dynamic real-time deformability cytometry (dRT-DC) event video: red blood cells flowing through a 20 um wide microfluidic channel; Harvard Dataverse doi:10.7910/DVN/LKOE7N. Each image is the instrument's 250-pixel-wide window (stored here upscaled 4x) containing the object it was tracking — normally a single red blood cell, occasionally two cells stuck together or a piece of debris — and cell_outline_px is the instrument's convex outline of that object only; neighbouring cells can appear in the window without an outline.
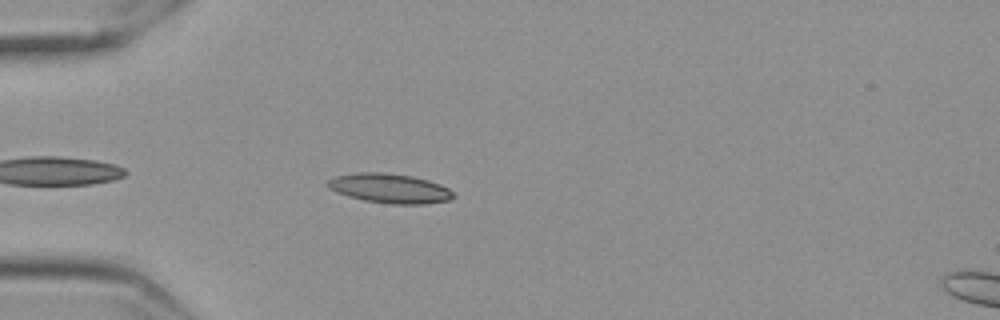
{"species": "Egyptian fruit bat (a non-hibernating species)", "species_latin": "Rousettus aegyptiacus", "temperature_condition": "cold", "stored_images_in_passage": 46, "camera_frame_rate_fps": 3000, "um_per_image_px": 0.085, "frame": {"image": 1, "passage_image": 5, "time_ms": 1.333, "image_size_px": [1000, 320], "cell_outline_px": [[456, 196], [448, 200], [424, 204], [392, 204], [364, 200], [348, 196], [328, 188], [328, 180], [336, 176], [356, 172], [384, 172], [412, 176], [428, 180], [440, 184], [448, 188]], "centroid_in_image_um": [33.14, 16.0], "position_along_channel_um": 51.9, "area_um2": 21.5}}
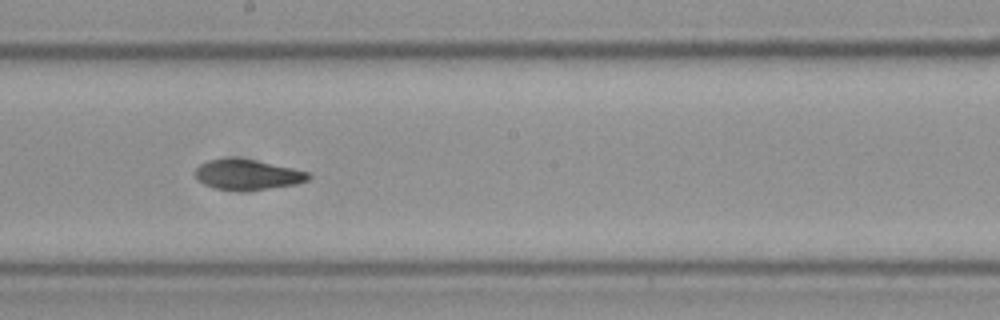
{"frame": {"image": 2, "passage_image": 21, "time_ms": 6.667, "image_size_px": [1000, 320], "cell_outline_px": [[312, 176], [308, 180], [296, 184], [268, 188], [216, 188], [204, 184], [196, 180], [192, 172], [200, 164], [208, 160], [256, 160], [292, 168], [308, 172]], "centroid_in_image_um": [21.03, 14.83], "position_along_channel_um": 227.2, "area_um2": 19.02}}
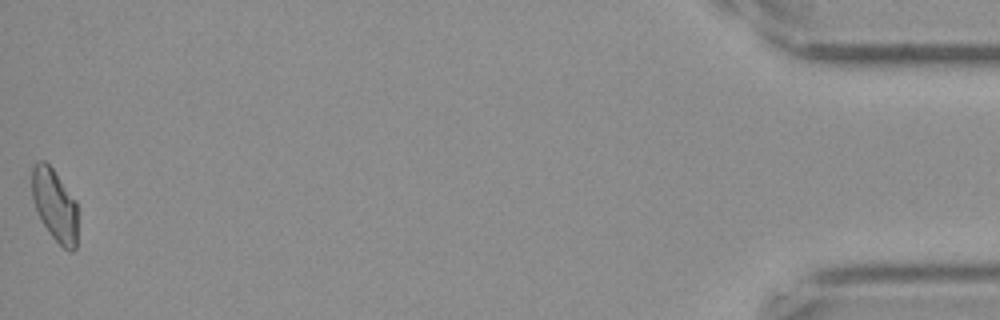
{"frame": {"image": 3, "passage_image": 46, "time_ms": 15.0, "image_size_px": [1000, 320], "cell_outline_px": [[76, 248], [72, 252], [68, 252], [52, 236], [44, 224], [36, 208], [32, 196], [32, 164], [40, 160], [44, 160], [52, 168], [76, 200]], "centroid_in_image_um": [4.65, 17.41], "position_along_channel_um": 430.6, "area_um2": 18.96}, "authors_computed_cell_mechanics": {"area_um2": 19.5653, "velocity_mm_per_s": 3.5289, "shape_relaxation_time_tau1_ms": null, "shape_relaxation_time_tau2_ms": 5.2553, "deformation_change_tau1": null, "deformation_change_tau2": 0.1115}}